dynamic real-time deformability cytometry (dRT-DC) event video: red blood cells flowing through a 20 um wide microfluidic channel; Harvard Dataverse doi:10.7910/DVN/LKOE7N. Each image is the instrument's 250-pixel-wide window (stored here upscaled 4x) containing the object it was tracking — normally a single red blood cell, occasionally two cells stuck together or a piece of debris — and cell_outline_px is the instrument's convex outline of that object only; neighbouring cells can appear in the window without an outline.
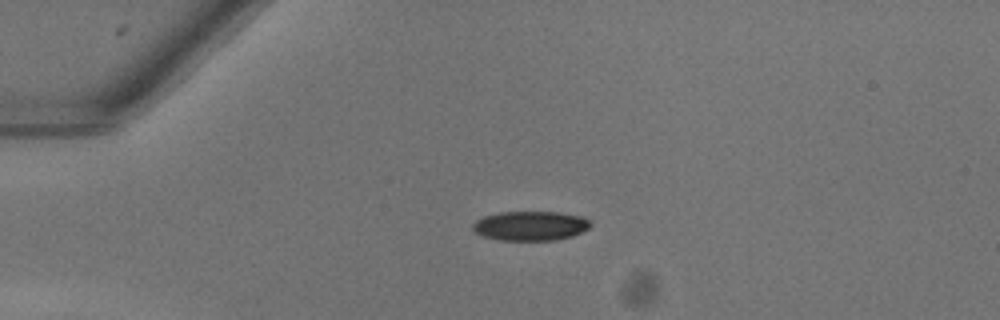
{"species": "common noctule bat (a hibernating species)", "species_latin": "Nyctalus noctula", "temperature_condition": "warm", "stored_images_in_passage": 40, "camera_frame_rate_fps": 3000, "um_per_image_px": 0.085, "animal": {"sex": "female"}, "frame": {"image": 1, "passage_image": 1, "time_ms": 0.0, "image_size_px": [1000, 320], "cell_outline_px": [[592, 224], [588, 228], [572, 236], [556, 240], [500, 240], [484, 236], [476, 232], [472, 228], [472, 224], [476, 220], [484, 216], [500, 212], [560, 212], [584, 216]], "centroid_in_image_um": [45.1, 19.19], "position_along_channel_um": 39.9, "area_um2": 20.17}}
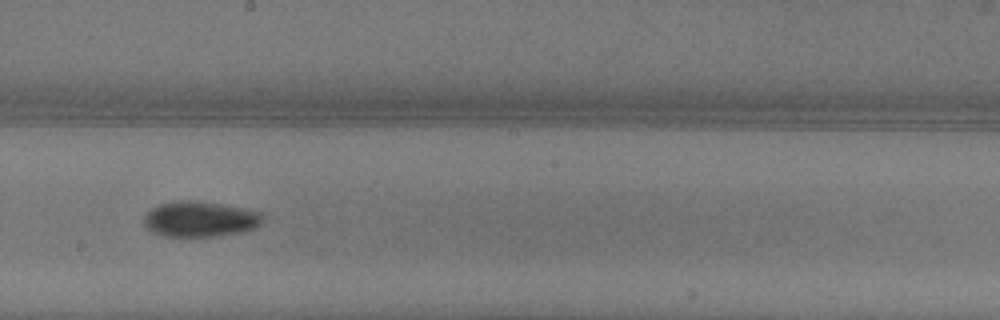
{"frame": {"image": 2, "passage_image": 18, "time_ms": 5.667, "image_size_px": [1000, 320], "cell_outline_px": [[264, 220], [256, 228], [240, 232], [220, 236], [164, 236], [144, 228], [144, 216], [152, 208], [160, 204], [172, 200], [196, 200], [248, 208], [260, 212], [264, 216]], "centroid_in_image_um": [17.03, 18.61], "position_along_channel_um": 231.2, "area_um2": 24.97}}
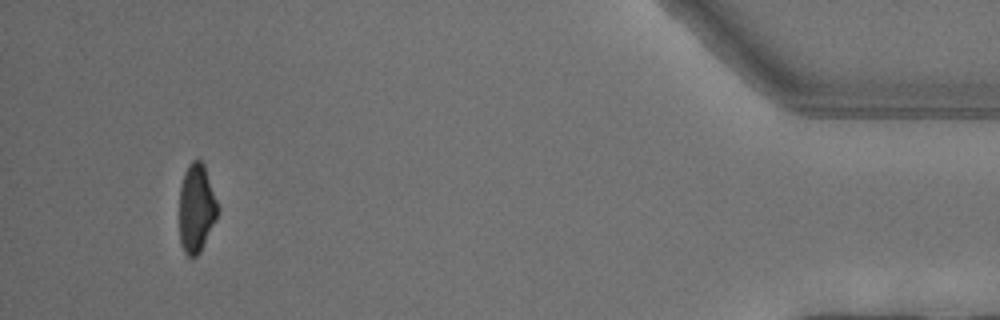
{"frame": {"image": 3, "passage_image": 37, "time_ms": 12.0, "image_size_px": [1000, 320], "cell_outline_px": [[216, 220], [200, 252], [196, 256], [188, 256], [184, 252], [180, 244], [180, 188], [184, 172], [188, 164], [192, 160], [200, 160], [204, 164], [216, 200]], "centroid_in_image_um": [16.67, 17.7], "position_along_channel_um": 418.5, "area_um2": 19.48}, "authors_computed_cell_mechanics": {"area_um2": 22.1952, "velocity_mm_per_s": 4.0628, "shape_relaxation_time_tau1_ms": 4.0529, "shape_relaxation_time_tau2_ms": null, "deformation_change_tau1": 0.1445, "deformation_change_tau2": null}}